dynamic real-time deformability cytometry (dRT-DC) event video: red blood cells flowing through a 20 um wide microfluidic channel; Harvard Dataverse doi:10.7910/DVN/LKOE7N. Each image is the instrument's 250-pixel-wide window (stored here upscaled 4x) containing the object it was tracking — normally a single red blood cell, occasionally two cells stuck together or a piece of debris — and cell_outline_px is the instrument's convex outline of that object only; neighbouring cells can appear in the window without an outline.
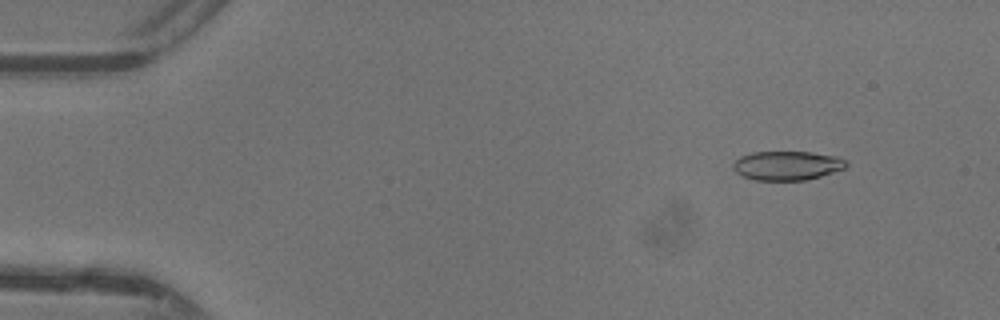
{"species": "common noctule bat (a hibernating species)", "species_latin": "Nyctalus noctula", "temperature_condition": "warm", "stored_images_in_passage": 9, "camera_frame_rate_fps": 3000, "um_per_image_px": 0.085, "animal": {"sex": "female"}, "frame": {"image": 1, "passage_image": 5, "time_ms": 1.333, "image_size_px": [1000, 320], "cell_outline_px": [[848, 164], [844, 168], [820, 176], [804, 180], [756, 180], [744, 176], [736, 172], [732, 168], [732, 164], [740, 156], [752, 152], [808, 152], [836, 156], [844, 160]], "centroid_in_image_um": [66.86, 14.07], "position_along_channel_um": 18.1, "area_um2": 18.96}}